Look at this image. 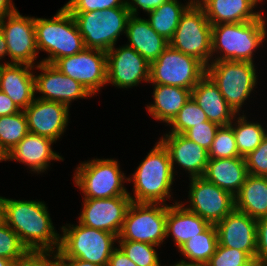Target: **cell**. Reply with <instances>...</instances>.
Listing matches in <instances>:
<instances>
[{
    "label": "cell",
    "instance_id": "1",
    "mask_svg": "<svg viewBox=\"0 0 267 266\" xmlns=\"http://www.w3.org/2000/svg\"><path fill=\"white\" fill-rule=\"evenodd\" d=\"M47 208L42 201L2 197L1 218L28 251H58L60 234L55 231Z\"/></svg>",
    "mask_w": 267,
    "mask_h": 266
},
{
    "label": "cell",
    "instance_id": "2",
    "mask_svg": "<svg viewBox=\"0 0 267 266\" xmlns=\"http://www.w3.org/2000/svg\"><path fill=\"white\" fill-rule=\"evenodd\" d=\"M131 176L128 181L133 182L134 195L128 194L132 202L167 205L175 175L169 152L160 140Z\"/></svg>",
    "mask_w": 267,
    "mask_h": 266
},
{
    "label": "cell",
    "instance_id": "3",
    "mask_svg": "<svg viewBox=\"0 0 267 266\" xmlns=\"http://www.w3.org/2000/svg\"><path fill=\"white\" fill-rule=\"evenodd\" d=\"M266 25L264 13L254 21L212 25V61L254 63L255 49L266 40Z\"/></svg>",
    "mask_w": 267,
    "mask_h": 266
},
{
    "label": "cell",
    "instance_id": "4",
    "mask_svg": "<svg viewBox=\"0 0 267 266\" xmlns=\"http://www.w3.org/2000/svg\"><path fill=\"white\" fill-rule=\"evenodd\" d=\"M35 32L38 52L48 54L41 60L44 63L54 64L86 48L72 14L64 6L50 19L35 17Z\"/></svg>",
    "mask_w": 267,
    "mask_h": 266
},
{
    "label": "cell",
    "instance_id": "5",
    "mask_svg": "<svg viewBox=\"0 0 267 266\" xmlns=\"http://www.w3.org/2000/svg\"><path fill=\"white\" fill-rule=\"evenodd\" d=\"M59 255L63 259H81L100 266H108L118 237L103 230L67 224L61 227Z\"/></svg>",
    "mask_w": 267,
    "mask_h": 266
},
{
    "label": "cell",
    "instance_id": "6",
    "mask_svg": "<svg viewBox=\"0 0 267 266\" xmlns=\"http://www.w3.org/2000/svg\"><path fill=\"white\" fill-rule=\"evenodd\" d=\"M74 184L82 190L83 199H106L129 196L123 183L128 177L114 159H93L80 163L75 170Z\"/></svg>",
    "mask_w": 267,
    "mask_h": 266
},
{
    "label": "cell",
    "instance_id": "7",
    "mask_svg": "<svg viewBox=\"0 0 267 266\" xmlns=\"http://www.w3.org/2000/svg\"><path fill=\"white\" fill-rule=\"evenodd\" d=\"M86 48L109 51L118 38L126 34L130 16L128 8H109L83 13H71Z\"/></svg>",
    "mask_w": 267,
    "mask_h": 266
},
{
    "label": "cell",
    "instance_id": "8",
    "mask_svg": "<svg viewBox=\"0 0 267 266\" xmlns=\"http://www.w3.org/2000/svg\"><path fill=\"white\" fill-rule=\"evenodd\" d=\"M206 75L237 114H240L258 80L255 64L246 61H212L206 67Z\"/></svg>",
    "mask_w": 267,
    "mask_h": 266
},
{
    "label": "cell",
    "instance_id": "9",
    "mask_svg": "<svg viewBox=\"0 0 267 266\" xmlns=\"http://www.w3.org/2000/svg\"><path fill=\"white\" fill-rule=\"evenodd\" d=\"M169 45L206 67L212 62V25L200 5H190L181 15Z\"/></svg>",
    "mask_w": 267,
    "mask_h": 266
},
{
    "label": "cell",
    "instance_id": "10",
    "mask_svg": "<svg viewBox=\"0 0 267 266\" xmlns=\"http://www.w3.org/2000/svg\"><path fill=\"white\" fill-rule=\"evenodd\" d=\"M205 75L206 66L201 61L168 45L150 64L149 83L192 90Z\"/></svg>",
    "mask_w": 267,
    "mask_h": 266
},
{
    "label": "cell",
    "instance_id": "11",
    "mask_svg": "<svg viewBox=\"0 0 267 266\" xmlns=\"http://www.w3.org/2000/svg\"><path fill=\"white\" fill-rule=\"evenodd\" d=\"M168 207V204L132 202L117 241H137L160 246L166 238Z\"/></svg>",
    "mask_w": 267,
    "mask_h": 266
},
{
    "label": "cell",
    "instance_id": "12",
    "mask_svg": "<svg viewBox=\"0 0 267 266\" xmlns=\"http://www.w3.org/2000/svg\"><path fill=\"white\" fill-rule=\"evenodd\" d=\"M64 75L78 81L92 96L107 84L106 51L85 48L53 64Z\"/></svg>",
    "mask_w": 267,
    "mask_h": 266
},
{
    "label": "cell",
    "instance_id": "13",
    "mask_svg": "<svg viewBox=\"0 0 267 266\" xmlns=\"http://www.w3.org/2000/svg\"><path fill=\"white\" fill-rule=\"evenodd\" d=\"M187 210L210 224H217L235 209V196L207 181L204 177L190 178Z\"/></svg>",
    "mask_w": 267,
    "mask_h": 266
},
{
    "label": "cell",
    "instance_id": "14",
    "mask_svg": "<svg viewBox=\"0 0 267 266\" xmlns=\"http://www.w3.org/2000/svg\"><path fill=\"white\" fill-rule=\"evenodd\" d=\"M10 61L4 62L33 66L39 54L36 45L35 17L23 16L18 10L0 20ZM12 61V62H11Z\"/></svg>",
    "mask_w": 267,
    "mask_h": 266
},
{
    "label": "cell",
    "instance_id": "15",
    "mask_svg": "<svg viewBox=\"0 0 267 266\" xmlns=\"http://www.w3.org/2000/svg\"><path fill=\"white\" fill-rule=\"evenodd\" d=\"M107 85L123 89L138 86L141 81L149 83V62L128 45L112 47L106 52Z\"/></svg>",
    "mask_w": 267,
    "mask_h": 266
},
{
    "label": "cell",
    "instance_id": "16",
    "mask_svg": "<svg viewBox=\"0 0 267 266\" xmlns=\"http://www.w3.org/2000/svg\"><path fill=\"white\" fill-rule=\"evenodd\" d=\"M78 221L87 227L110 232L119 237L127 210L132 203L129 196L106 199H83Z\"/></svg>",
    "mask_w": 267,
    "mask_h": 266
},
{
    "label": "cell",
    "instance_id": "17",
    "mask_svg": "<svg viewBox=\"0 0 267 266\" xmlns=\"http://www.w3.org/2000/svg\"><path fill=\"white\" fill-rule=\"evenodd\" d=\"M34 68L41 71L34 73L35 93L42 94L39 99L56 101L70 107L71 102L92 95L76 80L64 75L53 64L37 62Z\"/></svg>",
    "mask_w": 267,
    "mask_h": 266
},
{
    "label": "cell",
    "instance_id": "18",
    "mask_svg": "<svg viewBox=\"0 0 267 266\" xmlns=\"http://www.w3.org/2000/svg\"><path fill=\"white\" fill-rule=\"evenodd\" d=\"M69 108L60 102L35 98L23 110L27 118L29 132L57 141L68 126Z\"/></svg>",
    "mask_w": 267,
    "mask_h": 266
},
{
    "label": "cell",
    "instance_id": "19",
    "mask_svg": "<svg viewBox=\"0 0 267 266\" xmlns=\"http://www.w3.org/2000/svg\"><path fill=\"white\" fill-rule=\"evenodd\" d=\"M218 244L246 252L255 260L257 247V220L234 209L215 224Z\"/></svg>",
    "mask_w": 267,
    "mask_h": 266
},
{
    "label": "cell",
    "instance_id": "20",
    "mask_svg": "<svg viewBox=\"0 0 267 266\" xmlns=\"http://www.w3.org/2000/svg\"><path fill=\"white\" fill-rule=\"evenodd\" d=\"M159 140L169 152L174 175L178 164L188 172L189 178L203 177L209 160L206 149L183 134L166 133Z\"/></svg>",
    "mask_w": 267,
    "mask_h": 266
},
{
    "label": "cell",
    "instance_id": "21",
    "mask_svg": "<svg viewBox=\"0 0 267 266\" xmlns=\"http://www.w3.org/2000/svg\"><path fill=\"white\" fill-rule=\"evenodd\" d=\"M53 139L28 133L14 148L7 153V161H18L27 165L33 173L47 171L51 161L64 160L52 149Z\"/></svg>",
    "mask_w": 267,
    "mask_h": 266
},
{
    "label": "cell",
    "instance_id": "22",
    "mask_svg": "<svg viewBox=\"0 0 267 266\" xmlns=\"http://www.w3.org/2000/svg\"><path fill=\"white\" fill-rule=\"evenodd\" d=\"M33 69L26 64L0 65V90L21 110L26 109L36 97Z\"/></svg>",
    "mask_w": 267,
    "mask_h": 266
},
{
    "label": "cell",
    "instance_id": "23",
    "mask_svg": "<svg viewBox=\"0 0 267 266\" xmlns=\"http://www.w3.org/2000/svg\"><path fill=\"white\" fill-rule=\"evenodd\" d=\"M263 0H202L211 25L249 22L258 19L262 13L254 11L258 2Z\"/></svg>",
    "mask_w": 267,
    "mask_h": 266
},
{
    "label": "cell",
    "instance_id": "24",
    "mask_svg": "<svg viewBox=\"0 0 267 266\" xmlns=\"http://www.w3.org/2000/svg\"><path fill=\"white\" fill-rule=\"evenodd\" d=\"M126 37L136 52L149 64L155 61L169 45V42L150 26L147 19L130 15L126 24Z\"/></svg>",
    "mask_w": 267,
    "mask_h": 266
},
{
    "label": "cell",
    "instance_id": "25",
    "mask_svg": "<svg viewBox=\"0 0 267 266\" xmlns=\"http://www.w3.org/2000/svg\"><path fill=\"white\" fill-rule=\"evenodd\" d=\"M192 98L204 111L208 121L230 125L237 113L227 104L219 88L205 75L192 89Z\"/></svg>",
    "mask_w": 267,
    "mask_h": 266
},
{
    "label": "cell",
    "instance_id": "26",
    "mask_svg": "<svg viewBox=\"0 0 267 266\" xmlns=\"http://www.w3.org/2000/svg\"><path fill=\"white\" fill-rule=\"evenodd\" d=\"M210 225L199 215L187 210L182 201H176L167 208L166 238L172 235L177 249L204 232Z\"/></svg>",
    "mask_w": 267,
    "mask_h": 266
},
{
    "label": "cell",
    "instance_id": "27",
    "mask_svg": "<svg viewBox=\"0 0 267 266\" xmlns=\"http://www.w3.org/2000/svg\"><path fill=\"white\" fill-rule=\"evenodd\" d=\"M248 176L244 157L209 159L203 177L234 196Z\"/></svg>",
    "mask_w": 267,
    "mask_h": 266
},
{
    "label": "cell",
    "instance_id": "28",
    "mask_svg": "<svg viewBox=\"0 0 267 266\" xmlns=\"http://www.w3.org/2000/svg\"><path fill=\"white\" fill-rule=\"evenodd\" d=\"M153 86L154 103L147 105L146 108L152 118L168 125L184 104L190 100L192 90L169 85Z\"/></svg>",
    "mask_w": 267,
    "mask_h": 266
},
{
    "label": "cell",
    "instance_id": "29",
    "mask_svg": "<svg viewBox=\"0 0 267 266\" xmlns=\"http://www.w3.org/2000/svg\"><path fill=\"white\" fill-rule=\"evenodd\" d=\"M235 209L254 219L267 216V177L248 174L235 195Z\"/></svg>",
    "mask_w": 267,
    "mask_h": 266
},
{
    "label": "cell",
    "instance_id": "30",
    "mask_svg": "<svg viewBox=\"0 0 267 266\" xmlns=\"http://www.w3.org/2000/svg\"><path fill=\"white\" fill-rule=\"evenodd\" d=\"M218 245L217 230L211 224L204 232L189 239L178 252H181L185 259L178 263L183 265L204 266L214 255ZM191 261V262H190Z\"/></svg>",
    "mask_w": 267,
    "mask_h": 266
},
{
    "label": "cell",
    "instance_id": "31",
    "mask_svg": "<svg viewBox=\"0 0 267 266\" xmlns=\"http://www.w3.org/2000/svg\"><path fill=\"white\" fill-rule=\"evenodd\" d=\"M189 6L188 2L182 5L178 0H168L148 13L147 20L152 29L169 42L176 31L181 15Z\"/></svg>",
    "mask_w": 267,
    "mask_h": 266
},
{
    "label": "cell",
    "instance_id": "32",
    "mask_svg": "<svg viewBox=\"0 0 267 266\" xmlns=\"http://www.w3.org/2000/svg\"><path fill=\"white\" fill-rule=\"evenodd\" d=\"M244 115L237 114L231 122L239 156L246 157L253 152L266 137L267 131L259 122H251ZM234 123V124H233Z\"/></svg>",
    "mask_w": 267,
    "mask_h": 266
},
{
    "label": "cell",
    "instance_id": "33",
    "mask_svg": "<svg viewBox=\"0 0 267 266\" xmlns=\"http://www.w3.org/2000/svg\"><path fill=\"white\" fill-rule=\"evenodd\" d=\"M28 133L27 118L23 110L15 114L0 116V147L6 154Z\"/></svg>",
    "mask_w": 267,
    "mask_h": 266
},
{
    "label": "cell",
    "instance_id": "34",
    "mask_svg": "<svg viewBox=\"0 0 267 266\" xmlns=\"http://www.w3.org/2000/svg\"><path fill=\"white\" fill-rule=\"evenodd\" d=\"M206 121H208L206 114L191 97L168 124L171 126V132L168 133L183 134L188 129Z\"/></svg>",
    "mask_w": 267,
    "mask_h": 266
},
{
    "label": "cell",
    "instance_id": "35",
    "mask_svg": "<svg viewBox=\"0 0 267 266\" xmlns=\"http://www.w3.org/2000/svg\"><path fill=\"white\" fill-rule=\"evenodd\" d=\"M118 247L137 266H162L155 247L157 245L137 241H117Z\"/></svg>",
    "mask_w": 267,
    "mask_h": 266
},
{
    "label": "cell",
    "instance_id": "36",
    "mask_svg": "<svg viewBox=\"0 0 267 266\" xmlns=\"http://www.w3.org/2000/svg\"><path fill=\"white\" fill-rule=\"evenodd\" d=\"M208 156L209 159L240 157L231 125L218 128Z\"/></svg>",
    "mask_w": 267,
    "mask_h": 266
},
{
    "label": "cell",
    "instance_id": "37",
    "mask_svg": "<svg viewBox=\"0 0 267 266\" xmlns=\"http://www.w3.org/2000/svg\"><path fill=\"white\" fill-rule=\"evenodd\" d=\"M27 252L18 235L0 218V257L17 262Z\"/></svg>",
    "mask_w": 267,
    "mask_h": 266
},
{
    "label": "cell",
    "instance_id": "38",
    "mask_svg": "<svg viewBox=\"0 0 267 266\" xmlns=\"http://www.w3.org/2000/svg\"><path fill=\"white\" fill-rule=\"evenodd\" d=\"M252 261L246 252L218 244L214 255L204 266H247Z\"/></svg>",
    "mask_w": 267,
    "mask_h": 266
},
{
    "label": "cell",
    "instance_id": "39",
    "mask_svg": "<svg viewBox=\"0 0 267 266\" xmlns=\"http://www.w3.org/2000/svg\"><path fill=\"white\" fill-rule=\"evenodd\" d=\"M64 7L70 13H83L109 8H127L126 0H69Z\"/></svg>",
    "mask_w": 267,
    "mask_h": 266
},
{
    "label": "cell",
    "instance_id": "40",
    "mask_svg": "<svg viewBox=\"0 0 267 266\" xmlns=\"http://www.w3.org/2000/svg\"><path fill=\"white\" fill-rule=\"evenodd\" d=\"M219 127L217 123L206 121L188 129L183 135L209 151Z\"/></svg>",
    "mask_w": 267,
    "mask_h": 266
},
{
    "label": "cell",
    "instance_id": "41",
    "mask_svg": "<svg viewBox=\"0 0 267 266\" xmlns=\"http://www.w3.org/2000/svg\"><path fill=\"white\" fill-rule=\"evenodd\" d=\"M245 158L248 174L267 177V135Z\"/></svg>",
    "mask_w": 267,
    "mask_h": 266
},
{
    "label": "cell",
    "instance_id": "42",
    "mask_svg": "<svg viewBox=\"0 0 267 266\" xmlns=\"http://www.w3.org/2000/svg\"><path fill=\"white\" fill-rule=\"evenodd\" d=\"M255 260L267 266V216L257 219V247Z\"/></svg>",
    "mask_w": 267,
    "mask_h": 266
},
{
    "label": "cell",
    "instance_id": "43",
    "mask_svg": "<svg viewBox=\"0 0 267 266\" xmlns=\"http://www.w3.org/2000/svg\"><path fill=\"white\" fill-rule=\"evenodd\" d=\"M15 266H49V251H28Z\"/></svg>",
    "mask_w": 267,
    "mask_h": 266
},
{
    "label": "cell",
    "instance_id": "44",
    "mask_svg": "<svg viewBox=\"0 0 267 266\" xmlns=\"http://www.w3.org/2000/svg\"><path fill=\"white\" fill-rule=\"evenodd\" d=\"M167 1L168 0H126V6L130 15L138 16V8L148 14Z\"/></svg>",
    "mask_w": 267,
    "mask_h": 266
},
{
    "label": "cell",
    "instance_id": "45",
    "mask_svg": "<svg viewBox=\"0 0 267 266\" xmlns=\"http://www.w3.org/2000/svg\"><path fill=\"white\" fill-rule=\"evenodd\" d=\"M108 266H137L126 254L116 247L109 258Z\"/></svg>",
    "mask_w": 267,
    "mask_h": 266
},
{
    "label": "cell",
    "instance_id": "46",
    "mask_svg": "<svg viewBox=\"0 0 267 266\" xmlns=\"http://www.w3.org/2000/svg\"><path fill=\"white\" fill-rule=\"evenodd\" d=\"M21 109L0 90V116H6L20 112Z\"/></svg>",
    "mask_w": 267,
    "mask_h": 266
},
{
    "label": "cell",
    "instance_id": "47",
    "mask_svg": "<svg viewBox=\"0 0 267 266\" xmlns=\"http://www.w3.org/2000/svg\"><path fill=\"white\" fill-rule=\"evenodd\" d=\"M16 10L17 8L12 0H0V20Z\"/></svg>",
    "mask_w": 267,
    "mask_h": 266
},
{
    "label": "cell",
    "instance_id": "48",
    "mask_svg": "<svg viewBox=\"0 0 267 266\" xmlns=\"http://www.w3.org/2000/svg\"><path fill=\"white\" fill-rule=\"evenodd\" d=\"M49 266H68L58 251H49Z\"/></svg>",
    "mask_w": 267,
    "mask_h": 266
},
{
    "label": "cell",
    "instance_id": "49",
    "mask_svg": "<svg viewBox=\"0 0 267 266\" xmlns=\"http://www.w3.org/2000/svg\"><path fill=\"white\" fill-rule=\"evenodd\" d=\"M5 56H8L7 42L4 33L0 28V61ZM0 65H3V63H0Z\"/></svg>",
    "mask_w": 267,
    "mask_h": 266
},
{
    "label": "cell",
    "instance_id": "50",
    "mask_svg": "<svg viewBox=\"0 0 267 266\" xmlns=\"http://www.w3.org/2000/svg\"><path fill=\"white\" fill-rule=\"evenodd\" d=\"M64 260L67 262L68 266H100V265H97V264H94L88 261H84L81 259H77V258L64 259Z\"/></svg>",
    "mask_w": 267,
    "mask_h": 266
},
{
    "label": "cell",
    "instance_id": "51",
    "mask_svg": "<svg viewBox=\"0 0 267 266\" xmlns=\"http://www.w3.org/2000/svg\"><path fill=\"white\" fill-rule=\"evenodd\" d=\"M16 262L0 257V266H15Z\"/></svg>",
    "mask_w": 267,
    "mask_h": 266
},
{
    "label": "cell",
    "instance_id": "52",
    "mask_svg": "<svg viewBox=\"0 0 267 266\" xmlns=\"http://www.w3.org/2000/svg\"><path fill=\"white\" fill-rule=\"evenodd\" d=\"M7 161L6 152L0 147V162Z\"/></svg>",
    "mask_w": 267,
    "mask_h": 266
},
{
    "label": "cell",
    "instance_id": "53",
    "mask_svg": "<svg viewBox=\"0 0 267 266\" xmlns=\"http://www.w3.org/2000/svg\"><path fill=\"white\" fill-rule=\"evenodd\" d=\"M188 3L190 5H200L201 4V0H188Z\"/></svg>",
    "mask_w": 267,
    "mask_h": 266
},
{
    "label": "cell",
    "instance_id": "54",
    "mask_svg": "<svg viewBox=\"0 0 267 266\" xmlns=\"http://www.w3.org/2000/svg\"><path fill=\"white\" fill-rule=\"evenodd\" d=\"M247 266H263L261 265L259 262H257L256 260H253L249 265Z\"/></svg>",
    "mask_w": 267,
    "mask_h": 266
},
{
    "label": "cell",
    "instance_id": "55",
    "mask_svg": "<svg viewBox=\"0 0 267 266\" xmlns=\"http://www.w3.org/2000/svg\"><path fill=\"white\" fill-rule=\"evenodd\" d=\"M165 266H166V265H165ZM167 266H168V265H167ZM170 266H192V265H183V264L178 263V261H177L176 264H174V265H170Z\"/></svg>",
    "mask_w": 267,
    "mask_h": 266
},
{
    "label": "cell",
    "instance_id": "56",
    "mask_svg": "<svg viewBox=\"0 0 267 266\" xmlns=\"http://www.w3.org/2000/svg\"><path fill=\"white\" fill-rule=\"evenodd\" d=\"M1 200H2V196H0V218H1Z\"/></svg>",
    "mask_w": 267,
    "mask_h": 266
}]
</instances>
